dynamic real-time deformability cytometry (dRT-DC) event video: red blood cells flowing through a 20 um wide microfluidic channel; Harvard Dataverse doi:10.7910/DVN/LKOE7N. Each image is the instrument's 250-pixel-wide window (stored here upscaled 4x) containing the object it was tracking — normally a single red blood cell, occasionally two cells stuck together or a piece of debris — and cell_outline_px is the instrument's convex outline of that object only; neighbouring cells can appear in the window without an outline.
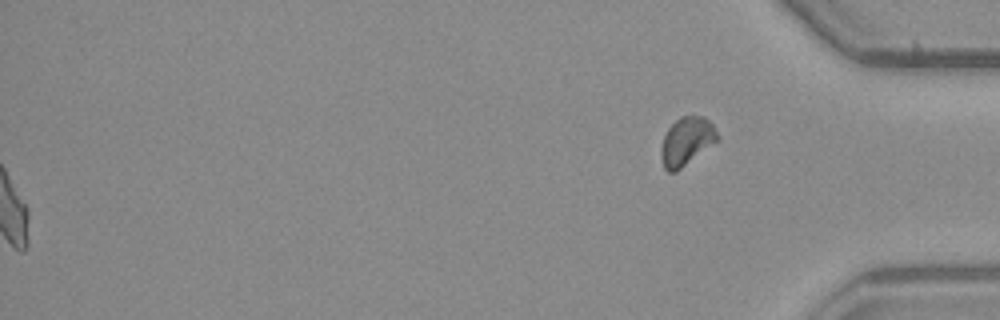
{"species": "common noctule bat (a hibernating species)", "species_latin": "Nyctalus noctula", "temperature_condition": "warm", "stored_images_in_passage": 56, "segment_of_instrument_passage": [2, 2], "camera_frame_rate_fps": 3000, "um_per_image_px": 0.085, "animal": {"sex": "male", "body_mass_g": 23.1, "forearm_length_mm": 52.7}, "frame": {"image": 1, "passage_image": 56, "time_ms": 18.333, "image_size_px": [1000, 320], "cell_outline_px": [[720, 140], [676, 172], [668, 172], [664, 168], [660, 156], [660, 148], [664, 136], [668, 128], [680, 116], [704, 116], [712, 124], [720, 136]], "centroid_in_image_um": [58.37, 12.02], "position_along_channel_um": 376.8, "area_um2": 16.07}}